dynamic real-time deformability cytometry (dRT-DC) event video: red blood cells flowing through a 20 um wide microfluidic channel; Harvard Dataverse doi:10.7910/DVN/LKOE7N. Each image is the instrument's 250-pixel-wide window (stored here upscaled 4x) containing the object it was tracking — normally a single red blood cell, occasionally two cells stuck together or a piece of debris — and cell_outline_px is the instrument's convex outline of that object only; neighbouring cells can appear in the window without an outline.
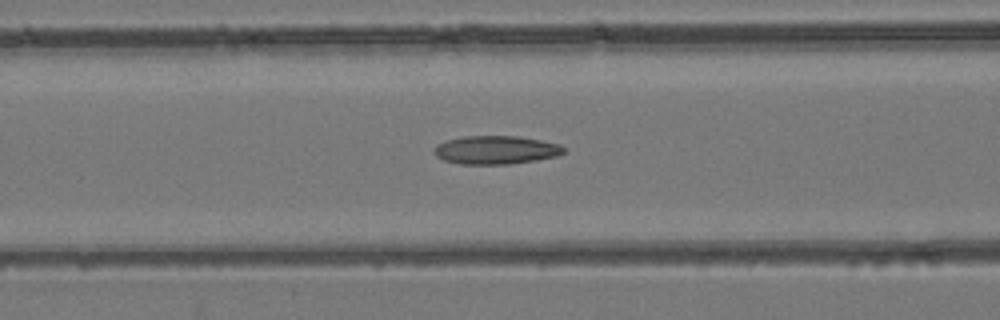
{"species": "common noctule bat (a hibernating species)", "species_latin": "Nyctalus noctula", "temperature_condition": "room temperature", "stored_images_in_passage": 36, "camera_frame_rate_fps": 3000, "um_per_image_px": 0.085, "animal": {"sex": "female", "body_mass_g": 24.6, "forearm_length_mm": 56.2}, "frame": {"image": 1, "passage_image": 21, "time_ms": 6.667, "image_size_px": [1000, 320], "cell_outline_px": [[564, 152], [556, 156], [536, 160], [512, 164], [460, 164], [444, 160], [436, 156], [436, 144], [444, 140], [464, 136], [516, 136], [540, 140], [560, 144], [564, 148]], "centroid_in_image_um": [42.14, 12.74], "position_along_channel_um": 124.5, "area_um2": 21.39}}
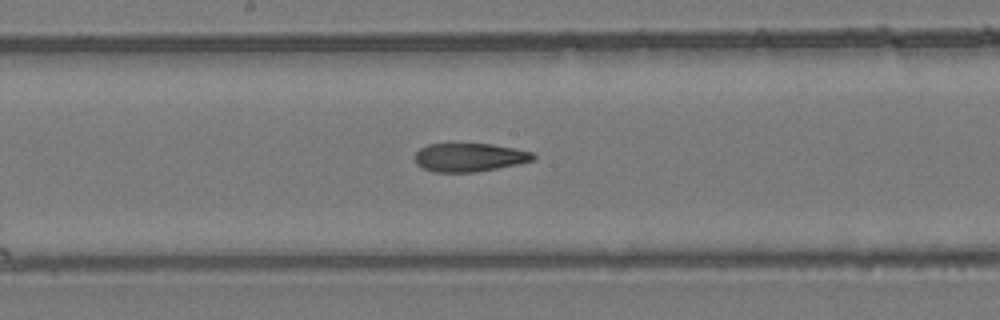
{"frame": {"image": 2, "passage_image": 27, "time_ms": 8.667, "image_size_px": [1000, 320], "cell_outline_px": [[536, 156], [532, 160], [520, 164], [476, 172], [432, 172], [416, 164], [416, 152], [420, 148], [428, 144], [492, 144], [532, 152]], "centroid_in_image_um": [39.9, 13.38], "position_along_channel_um": 208.3, "area_um2": 19.54}}
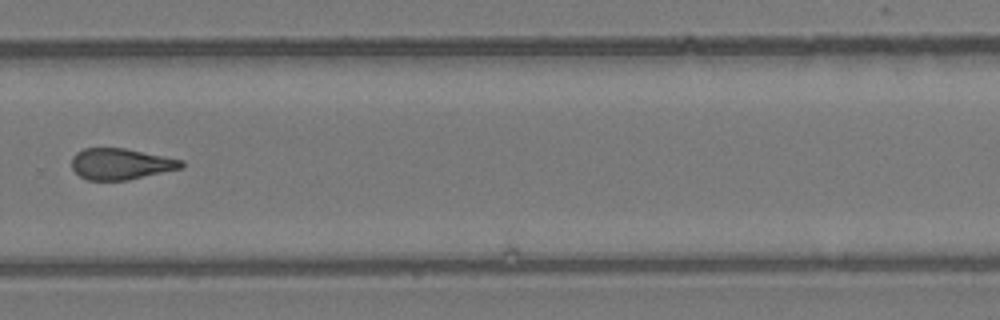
{"frame": {"image": 3, "passage_image": 35, "time_ms": 11.333, "image_size_px": [1000, 320], "cell_outline_px": [[184, 168], [128, 180], [88, 180], [80, 176], [72, 168], [72, 156], [76, 152], [84, 148], [124, 148], [184, 160]], "centroid_in_image_um": [10.29, 13.94], "position_along_channel_um": 319.5, "area_um2": 20.0}}